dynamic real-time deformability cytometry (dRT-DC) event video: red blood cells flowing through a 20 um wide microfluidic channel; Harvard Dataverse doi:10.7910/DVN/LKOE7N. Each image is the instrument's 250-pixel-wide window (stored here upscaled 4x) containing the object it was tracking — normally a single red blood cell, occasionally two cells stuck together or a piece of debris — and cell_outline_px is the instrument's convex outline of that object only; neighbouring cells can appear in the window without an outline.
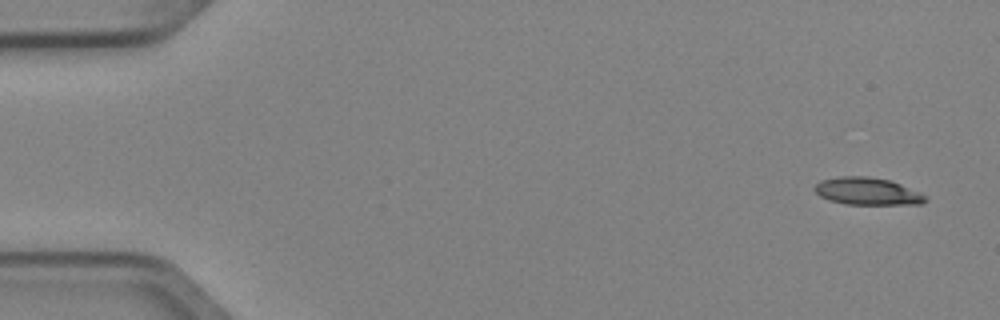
{"species": "Egyptian fruit bat (a non-hibernating species)", "species_latin": "Rousettus aegyptiacus", "temperature_condition": "cold", "stored_images_in_passage": 5, "camera_frame_rate_fps": 3000, "um_per_image_px": 0.085, "animal": {"sex": "female"}, "frame": {"image": 1, "passage_image": 1, "time_ms": 0.0, "image_size_px": [1000, 320], "cell_outline_px": [[928, 200], [920, 204], [848, 204], [828, 200], [820, 196], [812, 188], [820, 180], [840, 176], [868, 176], [888, 180], [900, 184], [920, 192]], "centroid_in_image_um": [73.69, 16.25], "position_along_channel_um": 11.3, "area_um2": 17.57}}
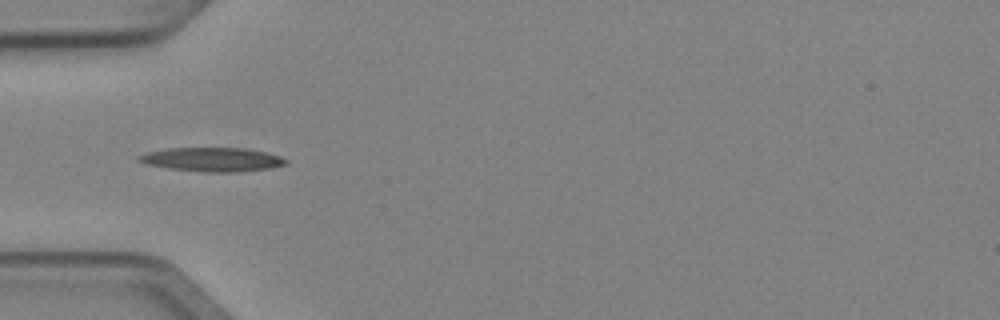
{"frame": {"image": 2, "passage_image": 5, "time_ms": 1.333, "image_size_px": [1000, 320], "cell_outline_px": [[288, 164], [268, 168], [236, 172], [204, 172], [168, 168], [144, 164], [136, 160], [136, 156], [144, 152], [168, 148], [244, 148], [264, 152], [280, 156], [288, 160]], "centroid_in_image_um": [17.97, 13.55], "position_along_channel_um": 67.0, "area_um2": 20.63}}